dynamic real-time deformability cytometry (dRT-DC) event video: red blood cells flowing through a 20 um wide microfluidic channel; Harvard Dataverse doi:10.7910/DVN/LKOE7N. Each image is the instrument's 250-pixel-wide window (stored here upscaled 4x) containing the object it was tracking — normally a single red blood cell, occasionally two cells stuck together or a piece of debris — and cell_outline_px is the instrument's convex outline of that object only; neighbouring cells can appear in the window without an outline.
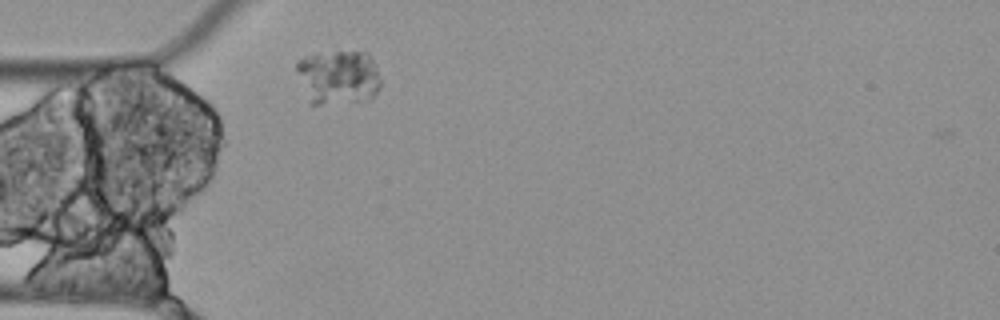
{"species": "Egyptian fruit bat (a non-hibernating species)", "species_latin": "Rousettus aegyptiacus", "temperature_condition": "cold", "stored_images_in_passage": 1, "camera_frame_rate_fps": 3000, "um_per_image_px": 0.085, "animal": {"sex": "female"}, "frame": {"image": 1, "passage_image": 1, "time_ms": 0.0, "image_size_px": [1000, 320], "cell_outline_px": [[380, 88], [368, 100], [320, 104], [308, 104], [296, 68], [296, 60], [304, 56], [336, 52], [368, 52], [376, 64], [380, 80]], "centroid_in_image_um": [28.75, 6.56], "position_along_channel_um": 56.3, "area_um2": 26.7}}